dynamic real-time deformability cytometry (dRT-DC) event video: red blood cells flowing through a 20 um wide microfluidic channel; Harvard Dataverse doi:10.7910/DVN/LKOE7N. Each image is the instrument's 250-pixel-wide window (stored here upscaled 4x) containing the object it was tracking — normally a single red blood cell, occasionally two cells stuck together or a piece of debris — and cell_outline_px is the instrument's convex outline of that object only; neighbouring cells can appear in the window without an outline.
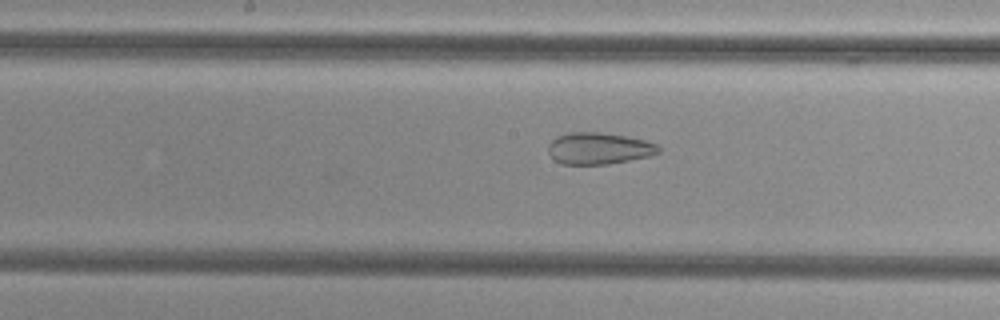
{"species": "common noctule bat (a hibernating species)", "species_latin": "Nyctalus noctula", "temperature_condition": "cold", "stored_images_in_passage": 35, "camera_frame_rate_fps": 3000, "um_per_image_px": 0.085, "animal": {"sex": "female", "body_mass_g": 29.2, "forearm_length_mm": 56.3}, "frame": {"image": 1, "passage_image": 16, "time_ms": 5.0, "image_size_px": [1000, 320], "cell_outline_px": [[660, 152], [648, 156], [608, 164], [560, 164], [548, 152], [548, 144], [556, 136], [568, 132], [600, 132], [624, 136], [644, 140], [656, 144], [660, 148]], "centroid_in_image_um": [50.86, 12.61], "position_along_channel_um": 197.3, "area_um2": 20.23}}
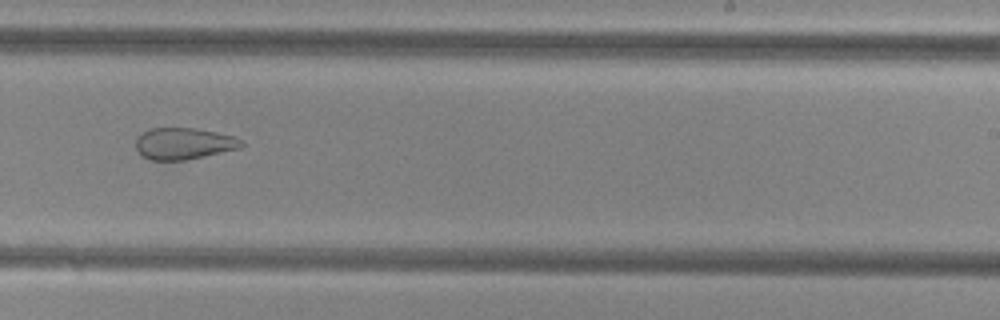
{"frame": {"image": 2, "passage_image": 22, "time_ms": 7.0, "image_size_px": [1000, 320], "cell_outline_px": [[244, 144], [240, 148], [204, 156], [184, 160], [148, 160], [140, 156], [136, 148], [136, 136], [152, 128], [192, 128], [216, 132], [236, 136]], "centroid_in_image_um": [15.59, 12.21], "position_along_channel_um": 273.4, "area_um2": 19.48}}
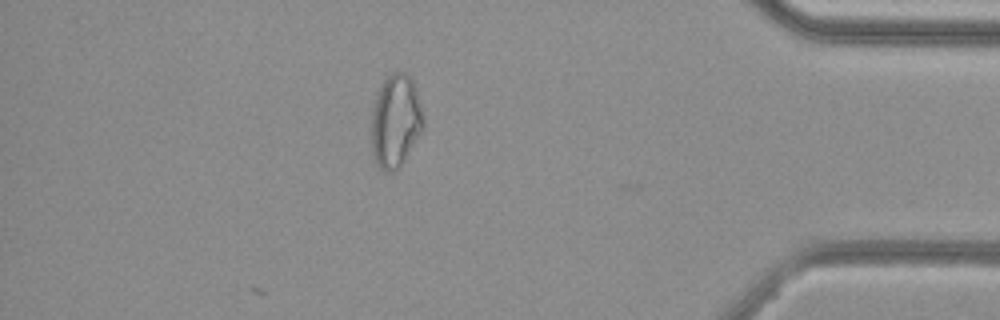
{"frame": {"image": 3, "passage_image": 35, "time_ms": 11.333, "image_size_px": [1000, 320], "cell_outline_px": [[424, 128], [404, 160], [396, 172], [384, 172], [372, 164], [372, 112], [376, 96], [380, 84], [392, 72], [404, 72], [412, 80], [424, 116]], "centroid_in_image_um": [33.6, 10.35], "position_along_channel_um": 401.6, "area_um2": 28.38}, "authors_computed_cell_mechanics": {"area_um2": 21.7328, "velocity_mm_per_s": 3.8204, "shape_relaxation_time_tau1_ms": null, "shape_relaxation_time_tau2_ms": 2.1972, "deformation_change_tau1": null, "deformation_change_tau2": 0.0966}}